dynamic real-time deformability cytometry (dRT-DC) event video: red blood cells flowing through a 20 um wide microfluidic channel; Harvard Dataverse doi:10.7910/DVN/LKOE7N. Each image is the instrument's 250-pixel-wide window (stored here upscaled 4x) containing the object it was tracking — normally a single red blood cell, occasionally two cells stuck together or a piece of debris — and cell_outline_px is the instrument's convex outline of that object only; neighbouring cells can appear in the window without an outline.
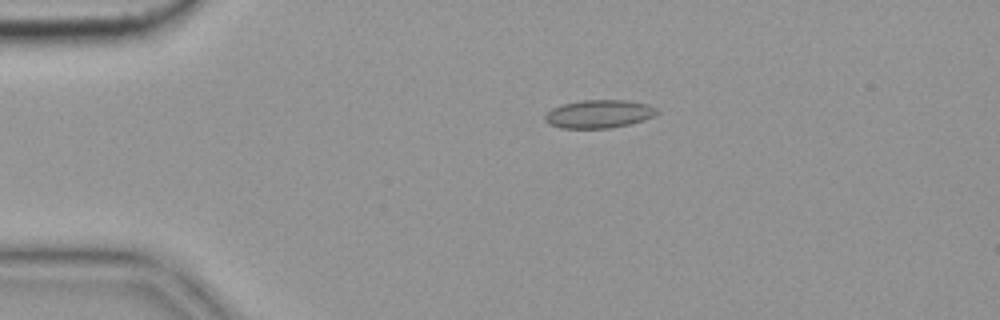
{"species": "common noctule bat (a hibernating species)", "species_latin": "Nyctalus noctula", "temperature_condition": "cold", "stored_images_in_passage": 56, "camera_frame_rate_fps": 3000, "um_per_image_px": 0.085, "animal": {"sex": "female", "body_mass_g": 19.9}, "frame": {"image": 1, "passage_image": 12, "time_ms": 3.667, "image_size_px": [1000, 320], "cell_outline_px": [[660, 112], [644, 120], [628, 124], [608, 128], [560, 128], [548, 124], [544, 120], [544, 116], [552, 108], [564, 104], [584, 100], [628, 100], [648, 104], [656, 108]], "centroid_in_image_um": [50.91, 9.68], "position_along_channel_um": 34.1, "area_um2": 18.32}}
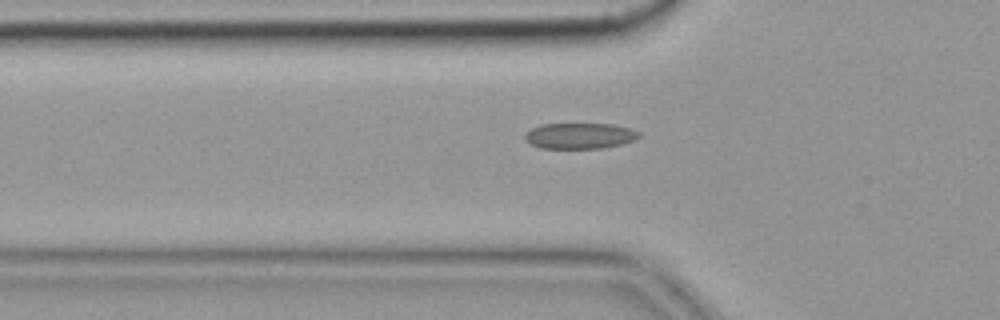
{"frame": {"image": 2, "passage_image": 19, "time_ms": 6.0, "image_size_px": [1000, 320], "cell_outline_px": [[640, 136], [632, 140], [620, 144], [600, 148], [540, 148], [524, 140], [524, 132], [540, 124], [612, 124], [628, 128], [640, 132]], "centroid_in_image_um": [49.21, 11.54], "position_along_channel_um": 76.6, "area_um2": 17.05}}
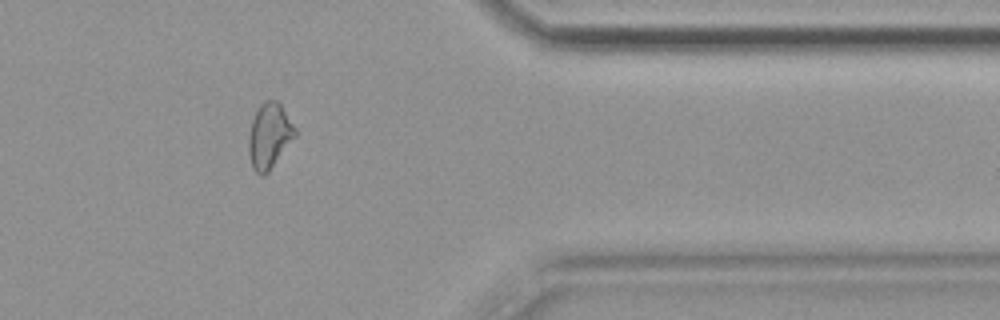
{"frame": {"image": 3, "passage_image": 46, "time_ms": 15.0, "image_size_px": [1000, 320], "cell_outline_px": [[296, 136], [268, 172], [264, 176], [260, 176], [252, 168], [248, 152], [248, 136], [252, 120], [260, 104], [264, 100], [276, 100], [280, 104], [296, 128]], "centroid_in_image_um": [22.88, 11.56], "position_along_channel_um": 388.5, "area_um2": 17.69}, "authors_computed_cell_mechanics": {"area_um2": 17.5134, "velocity_mm_per_s": 3.646, "shape_relaxation_time_tau1_ms": 6.5024, "shape_relaxation_time_tau2_ms": 2.729, "deformation_change_tau1": 0.1228, "deformation_change_tau2": 0.0952}}